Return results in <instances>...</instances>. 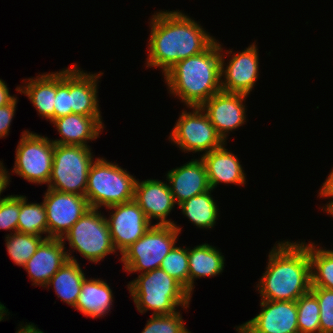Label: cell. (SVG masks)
<instances>
[{
  "label": "cell",
  "mask_w": 333,
  "mask_h": 333,
  "mask_svg": "<svg viewBox=\"0 0 333 333\" xmlns=\"http://www.w3.org/2000/svg\"><path fill=\"white\" fill-rule=\"evenodd\" d=\"M147 67L166 73L182 59L204 52L216 39L180 11H160L150 19Z\"/></svg>",
  "instance_id": "obj_1"
},
{
  "label": "cell",
  "mask_w": 333,
  "mask_h": 333,
  "mask_svg": "<svg viewBox=\"0 0 333 333\" xmlns=\"http://www.w3.org/2000/svg\"><path fill=\"white\" fill-rule=\"evenodd\" d=\"M257 290L261 299L297 301L311 289V262L308 244L281 241L271 249Z\"/></svg>",
  "instance_id": "obj_2"
},
{
  "label": "cell",
  "mask_w": 333,
  "mask_h": 333,
  "mask_svg": "<svg viewBox=\"0 0 333 333\" xmlns=\"http://www.w3.org/2000/svg\"><path fill=\"white\" fill-rule=\"evenodd\" d=\"M221 46L215 40L204 52L180 60L163 74L170 94L187 107H200L221 91Z\"/></svg>",
  "instance_id": "obj_3"
},
{
  "label": "cell",
  "mask_w": 333,
  "mask_h": 333,
  "mask_svg": "<svg viewBox=\"0 0 333 333\" xmlns=\"http://www.w3.org/2000/svg\"><path fill=\"white\" fill-rule=\"evenodd\" d=\"M137 310L142 314L169 315L176 307L189 308L191 295L177 280L157 268L138 275L127 285Z\"/></svg>",
  "instance_id": "obj_4"
},
{
  "label": "cell",
  "mask_w": 333,
  "mask_h": 333,
  "mask_svg": "<svg viewBox=\"0 0 333 333\" xmlns=\"http://www.w3.org/2000/svg\"><path fill=\"white\" fill-rule=\"evenodd\" d=\"M135 184L125 169L96 157L88 172L85 197L90 208H107L134 200Z\"/></svg>",
  "instance_id": "obj_5"
},
{
  "label": "cell",
  "mask_w": 333,
  "mask_h": 333,
  "mask_svg": "<svg viewBox=\"0 0 333 333\" xmlns=\"http://www.w3.org/2000/svg\"><path fill=\"white\" fill-rule=\"evenodd\" d=\"M181 227L175 225H153L141 238L121 255L123 269L129 273L160 268L162 260L176 245Z\"/></svg>",
  "instance_id": "obj_6"
},
{
  "label": "cell",
  "mask_w": 333,
  "mask_h": 333,
  "mask_svg": "<svg viewBox=\"0 0 333 333\" xmlns=\"http://www.w3.org/2000/svg\"><path fill=\"white\" fill-rule=\"evenodd\" d=\"M89 147L54 144L48 188L85 196L88 172L94 162Z\"/></svg>",
  "instance_id": "obj_7"
},
{
  "label": "cell",
  "mask_w": 333,
  "mask_h": 333,
  "mask_svg": "<svg viewBox=\"0 0 333 333\" xmlns=\"http://www.w3.org/2000/svg\"><path fill=\"white\" fill-rule=\"evenodd\" d=\"M98 210L89 208L62 238V241H69V247L94 264L108 254L116 253L106 216Z\"/></svg>",
  "instance_id": "obj_8"
},
{
  "label": "cell",
  "mask_w": 333,
  "mask_h": 333,
  "mask_svg": "<svg viewBox=\"0 0 333 333\" xmlns=\"http://www.w3.org/2000/svg\"><path fill=\"white\" fill-rule=\"evenodd\" d=\"M192 108L193 112L183 111L174 125L169 141L177 144L184 152L209 153L225 145L215 127L201 107Z\"/></svg>",
  "instance_id": "obj_9"
},
{
  "label": "cell",
  "mask_w": 333,
  "mask_h": 333,
  "mask_svg": "<svg viewBox=\"0 0 333 333\" xmlns=\"http://www.w3.org/2000/svg\"><path fill=\"white\" fill-rule=\"evenodd\" d=\"M53 154L54 143L48 137L23 131L16 148L12 173L31 183L48 184L52 172Z\"/></svg>",
  "instance_id": "obj_10"
},
{
  "label": "cell",
  "mask_w": 333,
  "mask_h": 333,
  "mask_svg": "<svg viewBox=\"0 0 333 333\" xmlns=\"http://www.w3.org/2000/svg\"><path fill=\"white\" fill-rule=\"evenodd\" d=\"M44 206L48 224V238L62 239L73 224L89 210L87 198L63 193L50 188L44 193Z\"/></svg>",
  "instance_id": "obj_11"
},
{
  "label": "cell",
  "mask_w": 333,
  "mask_h": 333,
  "mask_svg": "<svg viewBox=\"0 0 333 333\" xmlns=\"http://www.w3.org/2000/svg\"><path fill=\"white\" fill-rule=\"evenodd\" d=\"M107 209L112 211L106 220L111 233L113 246L120 254L141 238L153 226L134 200L116 204L107 207Z\"/></svg>",
  "instance_id": "obj_12"
},
{
  "label": "cell",
  "mask_w": 333,
  "mask_h": 333,
  "mask_svg": "<svg viewBox=\"0 0 333 333\" xmlns=\"http://www.w3.org/2000/svg\"><path fill=\"white\" fill-rule=\"evenodd\" d=\"M261 312L236 328L238 333H299L296 301L261 299Z\"/></svg>",
  "instance_id": "obj_13"
},
{
  "label": "cell",
  "mask_w": 333,
  "mask_h": 333,
  "mask_svg": "<svg viewBox=\"0 0 333 333\" xmlns=\"http://www.w3.org/2000/svg\"><path fill=\"white\" fill-rule=\"evenodd\" d=\"M223 55L221 53L222 91L249 95L259 77V56L255 42L242 52L234 53L227 65Z\"/></svg>",
  "instance_id": "obj_14"
},
{
  "label": "cell",
  "mask_w": 333,
  "mask_h": 333,
  "mask_svg": "<svg viewBox=\"0 0 333 333\" xmlns=\"http://www.w3.org/2000/svg\"><path fill=\"white\" fill-rule=\"evenodd\" d=\"M246 97V94L221 90L200 106L225 142L230 131L246 122L243 103Z\"/></svg>",
  "instance_id": "obj_15"
},
{
  "label": "cell",
  "mask_w": 333,
  "mask_h": 333,
  "mask_svg": "<svg viewBox=\"0 0 333 333\" xmlns=\"http://www.w3.org/2000/svg\"><path fill=\"white\" fill-rule=\"evenodd\" d=\"M134 201L145 213L148 221L158 219L155 225H175L167 216L176 203L167 182L156 179L136 180Z\"/></svg>",
  "instance_id": "obj_16"
},
{
  "label": "cell",
  "mask_w": 333,
  "mask_h": 333,
  "mask_svg": "<svg viewBox=\"0 0 333 333\" xmlns=\"http://www.w3.org/2000/svg\"><path fill=\"white\" fill-rule=\"evenodd\" d=\"M65 242L59 238H45L35 254L25 263L32 285L46 286L52 276L68 261Z\"/></svg>",
  "instance_id": "obj_17"
},
{
  "label": "cell",
  "mask_w": 333,
  "mask_h": 333,
  "mask_svg": "<svg viewBox=\"0 0 333 333\" xmlns=\"http://www.w3.org/2000/svg\"><path fill=\"white\" fill-rule=\"evenodd\" d=\"M166 178L178 206L193 196L211 190L206 168L201 158L192 159L183 166L173 168L168 171Z\"/></svg>",
  "instance_id": "obj_18"
},
{
  "label": "cell",
  "mask_w": 333,
  "mask_h": 333,
  "mask_svg": "<svg viewBox=\"0 0 333 333\" xmlns=\"http://www.w3.org/2000/svg\"><path fill=\"white\" fill-rule=\"evenodd\" d=\"M103 74H88L77 64L69 67V92L71 94L72 113L84 116L102 117L97 96L98 79Z\"/></svg>",
  "instance_id": "obj_19"
},
{
  "label": "cell",
  "mask_w": 333,
  "mask_h": 333,
  "mask_svg": "<svg viewBox=\"0 0 333 333\" xmlns=\"http://www.w3.org/2000/svg\"><path fill=\"white\" fill-rule=\"evenodd\" d=\"M61 138L51 140L54 144L90 147L87 141L99 137L103 128L101 117L69 114L51 121Z\"/></svg>",
  "instance_id": "obj_20"
},
{
  "label": "cell",
  "mask_w": 333,
  "mask_h": 333,
  "mask_svg": "<svg viewBox=\"0 0 333 333\" xmlns=\"http://www.w3.org/2000/svg\"><path fill=\"white\" fill-rule=\"evenodd\" d=\"M211 189H215L219 183L245 185L246 174L237 156L225 148L212 150L201 157Z\"/></svg>",
  "instance_id": "obj_21"
},
{
  "label": "cell",
  "mask_w": 333,
  "mask_h": 333,
  "mask_svg": "<svg viewBox=\"0 0 333 333\" xmlns=\"http://www.w3.org/2000/svg\"><path fill=\"white\" fill-rule=\"evenodd\" d=\"M24 80L27 83L18 86L16 91L27 95L41 117L50 122L55 120L56 73L39 74L34 79Z\"/></svg>",
  "instance_id": "obj_22"
},
{
  "label": "cell",
  "mask_w": 333,
  "mask_h": 333,
  "mask_svg": "<svg viewBox=\"0 0 333 333\" xmlns=\"http://www.w3.org/2000/svg\"><path fill=\"white\" fill-rule=\"evenodd\" d=\"M112 302L113 293L108 283L91 277L83 281L74 309L86 317L100 318L110 311Z\"/></svg>",
  "instance_id": "obj_23"
},
{
  "label": "cell",
  "mask_w": 333,
  "mask_h": 333,
  "mask_svg": "<svg viewBox=\"0 0 333 333\" xmlns=\"http://www.w3.org/2000/svg\"><path fill=\"white\" fill-rule=\"evenodd\" d=\"M70 253L67 252L69 260L52 276L45 288L53 285L57 297L74 308L86 275Z\"/></svg>",
  "instance_id": "obj_24"
},
{
  "label": "cell",
  "mask_w": 333,
  "mask_h": 333,
  "mask_svg": "<svg viewBox=\"0 0 333 333\" xmlns=\"http://www.w3.org/2000/svg\"><path fill=\"white\" fill-rule=\"evenodd\" d=\"M224 255L210 244L204 243L188 248L189 293L194 290V280L214 277L224 270Z\"/></svg>",
  "instance_id": "obj_25"
},
{
  "label": "cell",
  "mask_w": 333,
  "mask_h": 333,
  "mask_svg": "<svg viewBox=\"0 0 333 333\" xmlns=\"http://www.w3.org/2000/svg\"><path fill=\"white\" fill-rule=\"evenodd\" d=\"M213 190L191 197L179 205L182 213L199 228L212 229L218 219V208L211 195Z\"/></svg>",
  "instance_id": "obj_26"
},
{
  "label": "cell",
  "mask_w": 333,
  "mask_h": 333,
  "mask_svg": "<svg viewBox=\"0 0 333 333\" xmlns=\"http://www.w3.org/2000/svg\"><path fill=\"white\" fill-rule=\"evenodd\" d=\"M308 244L311 262V287H321L333 291V250Z\"/></svg>",
  "instance_id": "obj_27"
},
{
  "label": "cell",
  "mask_w": 333,
  "mask_h": 333,
  "mask_svg": "<svg viewBox=\"0 0 333 333\" xmlns=\"http://www.w3.org/2000/svg\"><path fill=\"white\" fill-rule=\"evenodd\" d=\"M27 198L20 195V214L18 219L17 231L25 234L41 236L47 234L48 224L44 202L27 203Z\"/></svg>",
  "instance_id": "obj_28"
},
{
  "label": "cell",
  "mask_w": 333,
  "mask_h": 333,
  "mask_svg": "<svg viewBox=\"0 0 333 333\" xmlns=\"http://www.w3.org/2000/svg\"><path fill=\"white\" fill-rule=\"evenodd\" d=\"M13 234V235H12ZM46 237L14 232L7 234L6 249L15 265L24 267L25 263L35 254L37 247Z\"/></svg>",
  "instance_id": "obj_29"
},
{
  "label": "cell",
  "mask_w": 333,
  "mask_h": 333,
  "mask_svg": "<svg viewBox=\"0 0 333 333\" xmlns=\"http://www.w3.org/2000/svg\"><path fill=\"white\" fill-rule=\"evenodd\" d=\"M299 333H320V307L316 296L309 291L296 301Z\"/></svg>",
  "instance_id": "obj_30"
},
{
  "label": "cell",
  "mask_w": 333,
  "mask_h": 333,
  "mask_svg": "<svg viewBox=\"0 0 333 333\" xmlns=\"http://www.w3.org/2000/svg\"><path fill=\"white\" fill-rule=\"evenodd\" d=\"M161 269L177 280L189 292L188 248L176 245L162 260Z\"/></svg>",
  "instance_id": "obj_31"
},
{
  "label": "cell",
  "mask_w": 333,
  "mask_h": 333,
  "mask_svg": "<svg viewBox=\"0 0 333 333\" xmlns=\"http://www.w3.org/2000/svg\"><path fill=\"white\" fill-rule=\"evenodd\" d=\"M141 333H191L185 327L180 312L169 315H153Z\"/></svg>",
  "instance_id": "obj_32"
},
{
  "label": "cell",
  "mask_w": 333,
  "mask_h": 333,
  "mask_svg": "<svg viewBox=\"0 0 333 333\" xmlns=\"http://www.w3.org/2000/svg\"><path fill=\"white\" fill-rule=\"evenodd\" d=\"M55 119L72 114L69 68L56 72Z\"/></svg>",
  "instance_id": "obj_33"
},
{
  "label": "cell",
  "mask_w": 333,
  "mask_h": 333,
  "mask_svg": "<svg viewBox=\"0 0 333 333\" xmlns=\"http://www.w3.org/2000/svg\"><path fill=\"white\" fill-rule=\"evenodd\" d=\"M320 307V333H333V291L311 287Z\"/></svg>",
  "instance_id": "obj_34"
},
{
  "label": "cell",
  "mask_w": 333,
  "mask_h": 333,
  "mask_svg": "<svg viewBox=\"0 0 333 333\" xmlns=\"http://www.w3.org/2000/svg\"><path fill=\"white\" fill-rule=\"evenodd\" d=\"M20 214V195H8L0 201V229L17 231Z\"/></svg>",
  "instance_id": "obj_35"
},
{
  "label": "cell",
  "mask_w": 333,
  "mask_h": 333,
  "mask_svg": "<svg viewBox=\"0 0 333 333\" xmlns=\"http://www.w3.org/2000/svg\"><path fill=\"white\" fill-rule=\"evenodd\" d=\"M17 97L8 105L0 107V138L8 135L12 119L15 115Z\"/></svg>",
  "instance_id": "obj_36"
},
{
  "label": "cell",
  "mask_w": 333,
  "mask_h": 333,
  "mask_svg": "<svg viewBox=\"0 0 333 333\" xmlns=\"http://www.w3.org/2000/svg\"><path fill=\"white\" fill-rule=\"evenodd\" d=\"M319 196L333 199V168L328 175L327 179L323 183L322 187H320L319 190ZM325 212L329 213L333 209V200H331L328 204H325V207H323Z\"/></svg>",
  "instance_id": "obj_37"
},
{
  "label": "cell",
  "mask_w": 333,
  "mask_h": 333,
  "mask_svg": "<svg viewBox=\"0 0 333 333\" xmlns=\"http://www.w3.org/2000/svg\"><path fill=\"white\" fill-rule=\"evenodd\" d=\"M15 98V95L12 96L9 94V89L5 81L0 79V107L10 104Z\"/></svg>",
  "instance_id": "obj_38"
},
{
  "label": "cell",
  "mask_w": 333,
  "mask_h": 333,
  "mask_svg": "<svg viewBox=\"0 0 333 333\" xmlns=\"http://www.w3.org/2000/svg\"><path fill=\"white\" fill-rule=\"evenodd\" d=\"M8 171H6L5 167L3 166V163L0 161V195L1 193L7 188L10 182L9 177L10 174L8 175ZM8 196H5L4 198L0 197V201L5 199Z\"/></svg>",
  "instance_id": "obj_39"
},
{
  "label": "cell",
  "mask_w": 333,
  "mask_h": 333,
  "mask_svg": "<svg viewBox=\"0 0 333 333\" xmlns=\"http://www.w3.org/2000/svg\"><path fill=\"white\" fill-rule=\"evenodd\" d=\"M16 333H44V332L38 329V327H36L34 323L32 324L28 323L24 326H22L21 324L20 329H18Z\"/></svg>",
  "instance_id": "obj_40"
},
{
  "label": "cell",
  "mask_w": 333,
  "mask_h": 333,
  "mask_svg": "<svg viewBox=\"0 0 333 333\" xmlns=\"http://www.w3.org/2000/svg\"><path fill=\"white\" fill-rule=\"evenodd\" d=\"M8 313V310L6 309V306H4L3 304H1L0 302V321H2L3 319H5V316L4 315H9L7 314Z\"/></svg>",
  "instance_id": "obj_41"
},
{
  "label": "cell",
  "mask_w": 333,
  "mask_h": 333,
  "mask_svg": "<svg viewBox=\"0 0 333 333\" xmlns=\"http://www.w3.org/2000/svg\"><path fill=\"white\" fill-rule=\"evenodd\" d=\"M328 214L333 216V209Z\"/></svg>",
  "instance_id": "obj_42"
}]
</instances>
